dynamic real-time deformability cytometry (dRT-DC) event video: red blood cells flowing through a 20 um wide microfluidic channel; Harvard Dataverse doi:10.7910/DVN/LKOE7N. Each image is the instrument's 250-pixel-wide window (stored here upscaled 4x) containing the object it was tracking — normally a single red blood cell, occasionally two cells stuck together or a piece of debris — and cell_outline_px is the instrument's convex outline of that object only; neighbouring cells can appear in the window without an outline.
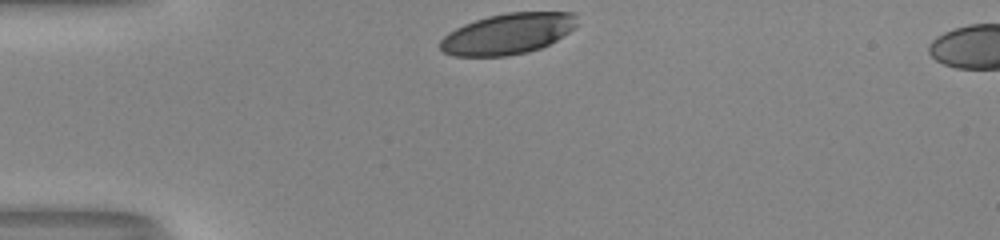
{"species": "human", "species_latin": "Homo sapiens", "temperature_condition": "room temperature", "stored_images_in_passage": 30, "camera_frame_rate_fps": 3000, "um_per_image_px": 0.085, "donor": {"sex": "male"}, "frame": {"image": 1, "passage_image": 1, "time_ms": 0.0, "image_size_px": [1000, 240], "cell_outline_px": [[580, 24], [576, 28], [556, 40], [540, 48], [528, 52], [508, 56], [452, 56], [444, 52], [440, 48], [440, 40], [448, 32], [464, 24], [488, 16], [508, 12], [576, 12]], "centroid_in_image_um": [43.21, 2.86], "position_along_channel_um": 41.8, "area_um2": 32.89}}
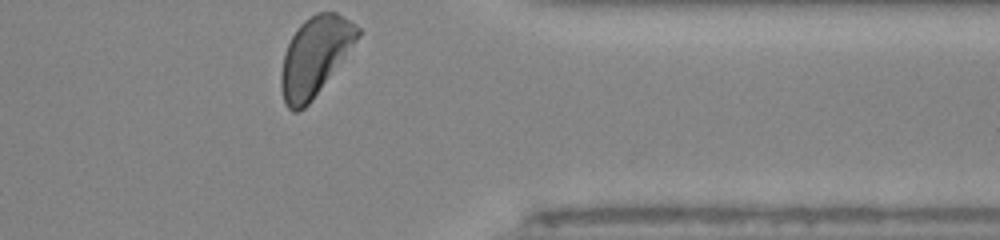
{"frame": {"image": 2, "passage_image": 30, "time_ms": 9.667, "image_size_px": [1000, 240], "cell_outline_px": [[360, 36], [312, 100], [304, 108], [296, 112], [292, 112], [284, 104], [280, 88], [280, 72], [284, 52], [296, 28], [304, 20], [316, 12], [336, 12], [360, 28]], "centroid_in_image_um": [26.72, 4.8], "position_along_channel_um": 384.7, "area_um2": 34.97}, "authors_computed_cell_mechanics": {"area_um2": 35.1713, "velocity_mm_per_s": 4.0099, "shape_relaxation_time_tau1_ms": 4.0545, "shape_relaxation_time_tau2_ms": 2.0625, "deformation_change_tau1": 0.1532, "deformation_change_tau2": 0.0533}}